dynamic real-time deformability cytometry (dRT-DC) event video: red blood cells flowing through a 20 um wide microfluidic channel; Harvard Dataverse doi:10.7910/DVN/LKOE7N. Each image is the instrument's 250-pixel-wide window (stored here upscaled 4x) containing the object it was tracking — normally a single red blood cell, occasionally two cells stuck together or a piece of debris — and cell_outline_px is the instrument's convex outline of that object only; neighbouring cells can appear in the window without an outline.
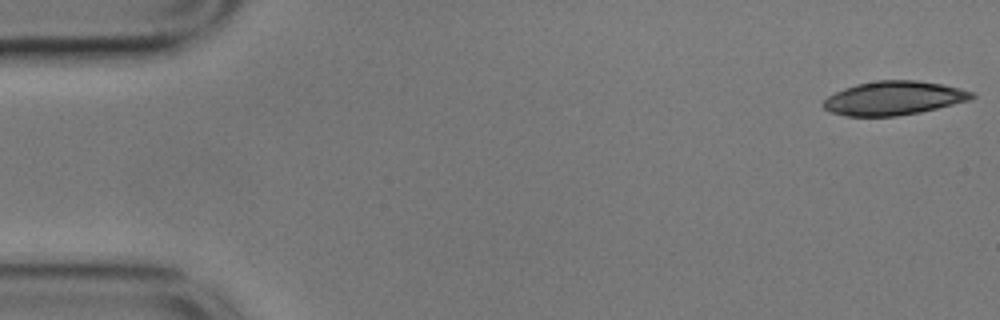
{"species": "common noctule bat (a hibernating species)", "species_latin": "Nyctalus noctula", "temperature_condition": "cold", "stored_images_in_passage": 55, "camera_frame_rate_fps": 3000, "um_per_image_px": 0.085, "animal": {"sex": "male", "body_mass_g": 17.9}, "frame": {"image": 1, "passage_image": 1, "time_ms": 0.0, "image_size_px": [1000, 320], "cell_outline_px": [[976, 96], [968, 100], [920, 112], [896, 116], [844, 116], [832, 112], [824, 108], [820, 104], [828, 96], [844, 88], [856, 84], [876, 80], [916, 80], [944, 84], [976, 92]], "centroid_in_image_um": [75.96, 8.33], "position_along_channel_um": 9.0, "area_um2": 29.3}}
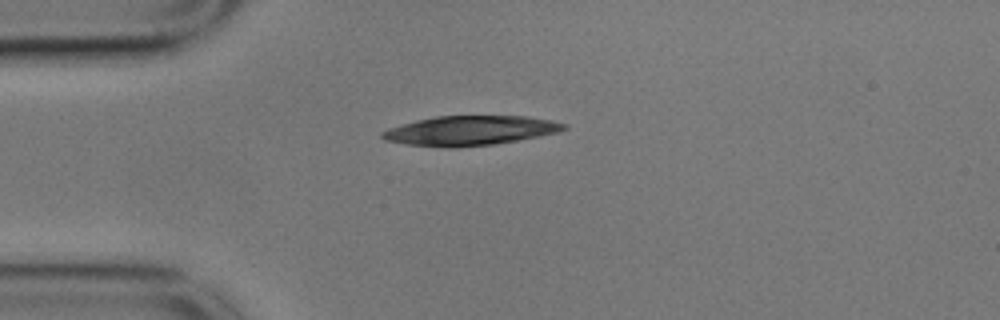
{"frame": {"image": 2, "passage_image": 13, "time_ms": 4.0, "image_size_px": [1000, 320], "cell_outline_px": [[568, 128], [560, 132], [540, 136], [492, 144], [460, 148], [448, 148], [408, 144], [384, 140], [380, 136], [380, 132], [388, 128], [416, 120], [436, 116], [528, 116], [552, 120], [568, 124]], "centroid_in_image_um": [39.98, 11.1], "position_along_channel_um": 45.0, "area_um2": 31.5}}